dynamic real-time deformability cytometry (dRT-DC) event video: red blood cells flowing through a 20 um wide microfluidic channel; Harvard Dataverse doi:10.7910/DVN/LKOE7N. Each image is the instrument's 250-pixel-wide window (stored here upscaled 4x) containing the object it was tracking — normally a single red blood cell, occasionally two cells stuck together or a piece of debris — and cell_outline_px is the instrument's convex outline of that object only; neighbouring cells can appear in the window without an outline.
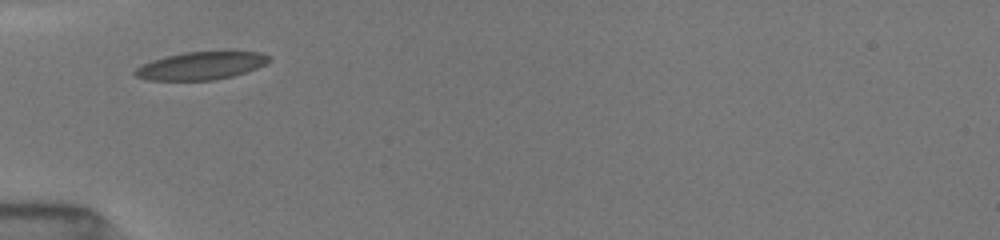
{"species": "common noctule bat (a hibernating species)", "species_latin": "Nyctalus noctula", "temperature_condition": "room temperature", "stored_images_in_passage": 20, "camera_frame_rate_fps": 3000, "um_per_image_px": 0.085, "animal": {"sex": "female", "body_mass_g": 19.5, "forearm_length_mm": 54.1}, "frame": {"image": 1, "passage_image": 1, "time_ms": 0.0, "image_size_px": [1000, 240], "cell_outline_px": [[272, 60], [256, 68], [232, 76], [216, 80], [148, 80], [136, 76], [132, 72], [136, 68], [152, 60], [164, 56], [184, 52], [260, 52], [272, 56]], "centroid_in_image_um": [17.08, 5.59], "position_along_channel_um": 67.9, "area_um2": 21.62}}
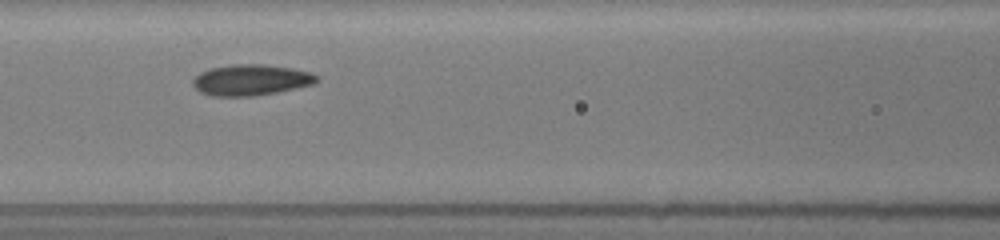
{"frame": {"image": 2, "passage_image": 13, "time_ms": 2.0, "image_size_px": [1000, 240], "cell_outline_px": [[320, 80], [312, 84], [276, 92], [252, 96], [212, 96], [200, 92], [192, 84], [192, 80], [200, 72], [212, 68], [232, 64], [264, 64], [292, 68], [308, 72], [316, 76]], "centroid_in_image_um": [21.29, 6.79], "position_along_channel_um": 145.3, "area_um2": 22.14}}
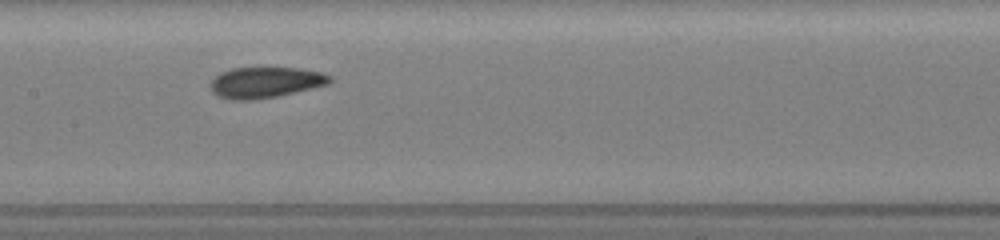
{"frame": {"image": 3, "passage_image": 19, "time_ms": 3.0, "image_size_px": [1000, 240], "cell_outline_px": [[332, 80], [328, 84], [312, 88], [276, 96], [252, 100], [228, 100], [216, 96], [212, 92], [208, 84], [220, 72], [232, 68], [260, 64], [300, 68], [324, 72], [332, 76]], "centroid_in_image_um": [22.52, 6.95], "position_along_channel_um": 184.9, "area_um2": 22.66}}